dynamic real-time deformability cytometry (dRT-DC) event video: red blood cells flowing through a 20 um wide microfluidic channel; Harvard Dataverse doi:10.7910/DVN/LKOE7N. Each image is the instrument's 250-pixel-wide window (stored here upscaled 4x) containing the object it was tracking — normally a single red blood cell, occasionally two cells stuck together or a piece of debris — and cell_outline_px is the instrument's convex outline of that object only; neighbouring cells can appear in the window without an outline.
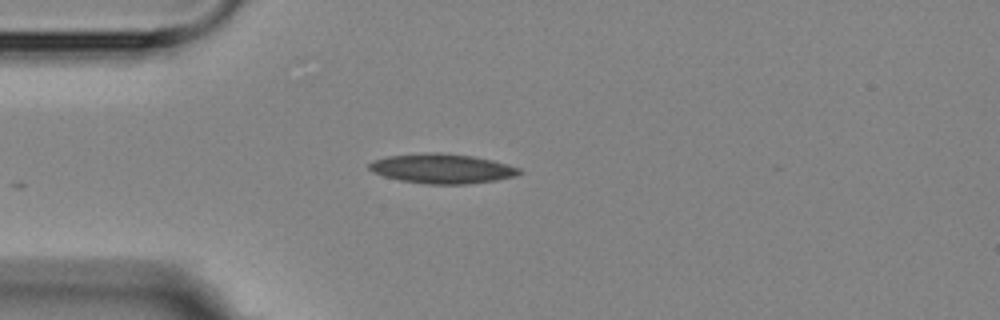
{"species": "Egyptian fruit bat (a non-hibernating species)", "species_latin": "Rousettus aegyptiacus", "temperature_condition": "room temperature", "stored_images_in_passage": 3, "camera_frame_rate_fps": 3000, "um_per_image_px": 0.085, "animal": {"sex": "female"}, "frame": {"image": 1, "passage_image": 3, "time_ms": 2.667, "image_size_px": [1000, 320], "cell_outline_px": [[524, 172], [512, 176], [496, 180], [468, 184], [428, 184], [400, 180], [384, 176], [372, 172], [368, 168], [368, 164], [372, 160], [384, 156], [420, 152], [440, 152], [472, 156], [492, 160], [520, 168]], "centroid_in_image_um": [37.51, 14.31], "position_along_channel_um": 47.5, "area_um2": 26.13}}